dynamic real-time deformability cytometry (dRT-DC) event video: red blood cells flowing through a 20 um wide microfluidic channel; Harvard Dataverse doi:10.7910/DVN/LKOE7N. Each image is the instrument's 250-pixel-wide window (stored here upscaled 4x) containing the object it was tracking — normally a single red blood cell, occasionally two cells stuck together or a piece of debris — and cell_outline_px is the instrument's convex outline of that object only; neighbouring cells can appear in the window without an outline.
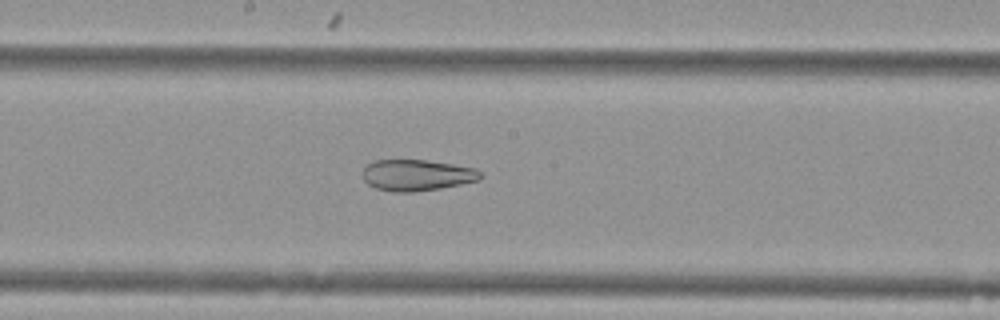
{"species": "Egyptian fruit bat (a non-hibernating species)", "species_latin": "Rousettus aegyptiacus", "temperature_condition": "cold", "stored_images_in_passage": 47, "camera_frame_rate_fps": 3000, "um_per_image_px": 0.085, "animal": {"sex": "female"}, "frame": {"image": 1, "passage_image": 29, "time_ms": 9.333, "image_size_px": [1000, 320], "cell_outline_px": [[484, 176], [480, 180], [440, 188], [412, 192], [392, 192], [376, 188], [368, 184], [364, 180], [360, 172], [364, 164], [372, 160], [428, 160], [476, 168]], "centroid_in_image_um": [35.38, 14.88], "position_along_channel_um": 212.8, "area_um2": 21.79}}
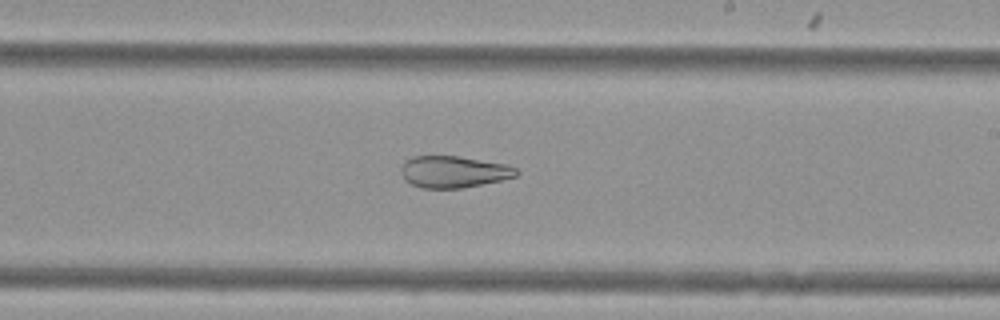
{"frame": {"image": 2, "passage_image": 32, "time_ms": 10.333, "image_size_px": [1000, 320], "cell_outline_px": [[520, 172], [516, 176], [500, 180], [460, 188], [420, 188], [404, 180], [400, 172], [400, 168], [404, 160], [412, 156], [460, 156], [508, 164], [516, 168]], "centroid_in_image_um": [38.53, 14.59], "position_along_channel_um": 250.5, "area_um2": 21.5}}
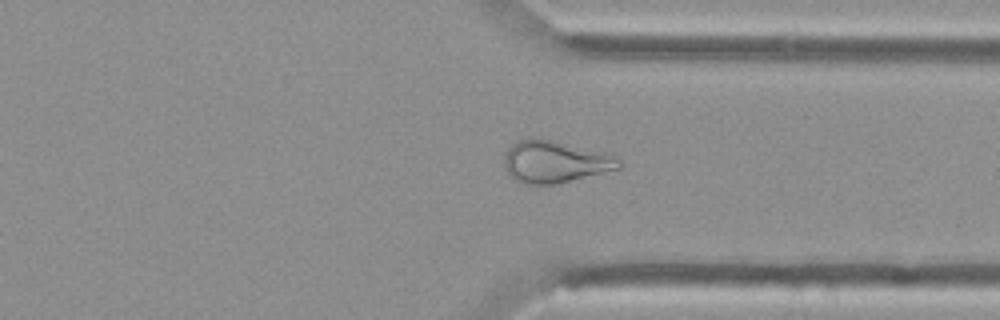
{"frame": {"image": 3, "passage_image": 41, "time_ms": 13.333, "image_size_px": [1000, 320], "cell_outline_px": [[624, 164], [620, 168], [556, 184], [520, 184], [504, 168], [504, 156], [508, 148], [516, 140], [528, 136], [536, 136], [612, 152]], "centroid_in_image_um": [47.2, 13.7], "position_along_channel_um": 364.2, "area_um2": 29.07}, "authors_computed_cell_mechanics": {"area_um2": 28.7844, "velocity_mm_per_s": 3.795, "shape_relaxation_time_tau1_ms": null, "shape_relaxation_time_tau2_ms": 2.8426, "deformation_change_tau1": null, "deformation_change_tau2": 0.1202}}